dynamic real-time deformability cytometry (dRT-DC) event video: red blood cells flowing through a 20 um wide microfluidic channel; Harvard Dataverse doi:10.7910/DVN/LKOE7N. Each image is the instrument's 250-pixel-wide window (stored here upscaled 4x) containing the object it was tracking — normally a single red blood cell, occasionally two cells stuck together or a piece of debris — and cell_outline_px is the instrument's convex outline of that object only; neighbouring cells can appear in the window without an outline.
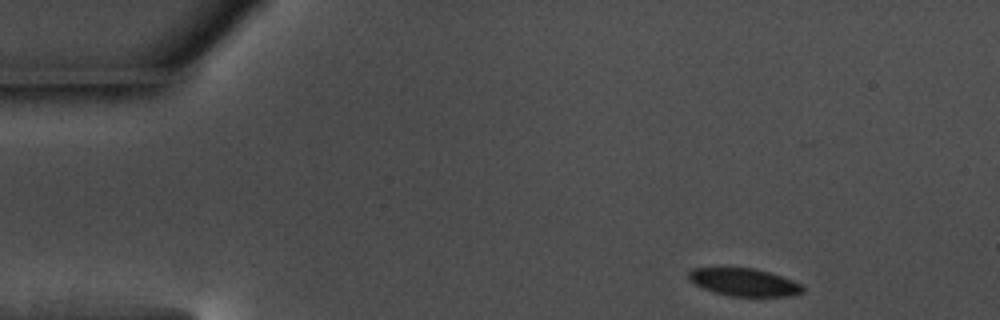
{"species": "common noctule bat (a hibernating species)", "species_latin": "Nyctalus noctula", "temperature_condition": "warm", "stored_images_in_passage": 50, "camera_frame_rate_fps": 3000, "um_per_image_px": 0.085, "animal": {"sex": "male", "body_mass_g": 17.5, "forearm_length_mm": 52.3}, "frame": {"image": 1, "passage_image": 1, "time_ms": 0.0, "image_size_px": [1000, 320], "cell_outline_px": [[804, 292], [792, 296], [728, 296], [704, 288], [688, 280], [688, 272], [692, 268], [756, 268], [792, 280], [800, 284], [804, 288]], "centroid_in_image_um": [63.25, 23.99], "position_along_channel_um": 21.8, "area_um2": 18.26}}
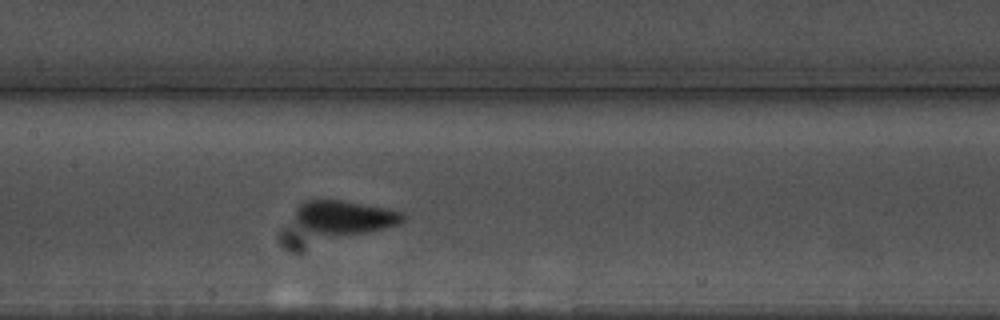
{"frame": {"image": 2, "passage_image": 21, "time_ms": 6.667, "image_size_px": [1000, 320], "cell_outline_px": [[404, 220], [396, 224], [384, 228], [364, 232], [312, 232], [304, 228], [296, 220], [296, 208], [304, 200], [344, 200], [388, 208], [400, 212], [404, 216]], "centroid_in_image_um": [29.3, 18.4], "position_along_channel_um": 178.1, "area_um2": 20.23}}
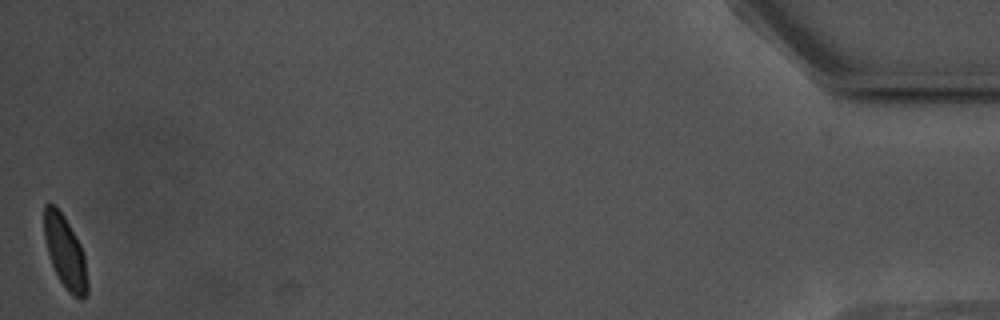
{"frame": {"image": 3, "passage_image": 50, "time_ms": 16.333, "image_size_px": [1000, 320], "cell_outline_px": [[88, 292], [84, 300], [80, 300], [60, 280], [52, 264], [48, 252], [44, 236], [44, 204], [48, 200], [56, 204], [64, 216], [80, 244], [84, 252], [88, 284]], "centroid_in_image_um": [5.54, 21.35], "position_along_channel_um": 429.7, "area_um2": 18.21}, "authors_computed_cell_mechanics": {"area_um2": 19.4208, "velocity_mm_per_s": 3.6057, "shape_relaxation_time_tau1_ms": 2.2014, "shape_relaxation_time_tau2_ms": null, "deformation_change_tau1": 0.0821, "deformation_change_tau2": null}}